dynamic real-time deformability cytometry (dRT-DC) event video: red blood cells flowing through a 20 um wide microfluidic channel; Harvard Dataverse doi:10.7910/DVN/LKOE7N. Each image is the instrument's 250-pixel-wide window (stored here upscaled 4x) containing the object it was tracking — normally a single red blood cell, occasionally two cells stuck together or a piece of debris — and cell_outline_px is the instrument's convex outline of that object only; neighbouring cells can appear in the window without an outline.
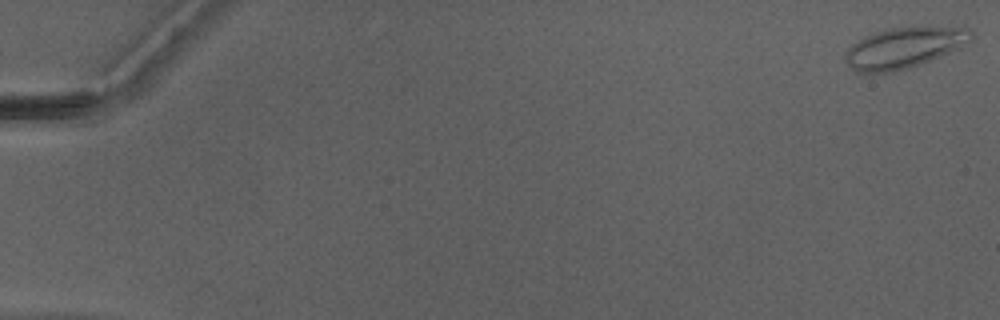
{"species": "Egyptian fruit bat (a non-hibernating species)", "species_latin": "Rousettus aegyptiacus", "temperature_condition": "warm", "stored_images_in_passage": 51, "camera_frame_rate_fps": 3000, "um_per_image_px": 0.085, "animal": {"sex": "male"}, "frame": {"image": 1, "passage_image": 1, "time_ms": 0.0, "image_size_px": [1000, 320], "cell_outline_px": [[972, 40], [960, 48], [940, 56], [908, 68], [892, 72], [864, 76], [856, 72], [844, 60], [844, 52], [852, 44], [864, 36], [872, 32], [888, 28], [924, 24], [964, 24], [972, 32]], "centroid_in_image_um": [76.89, 4.0], "position_along_channel_um": 8.1, "area_um2": 31.73}}
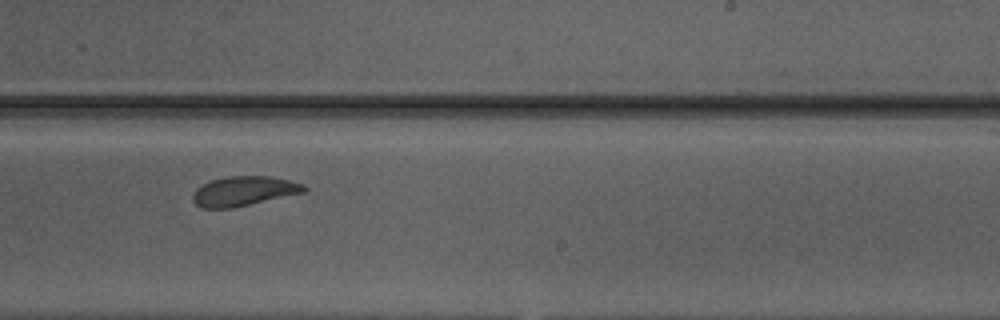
{"frame": {"image": 2, "passage_image": 33, "time_ms": 10.667, "image_size_px": [1000, 320], "cell_outline_px": [[308, 188], [304, 192], [232, 208], [200, 208], [192, 200], [192, 196], [196, 188], [212, 180], [228, 176], [268, 176], [288, 180], [304, 184]], "centroid_in_image_um": [20.71, 16.24], "position_along_channel_um": 268.3, "area_um2": 19.02}}
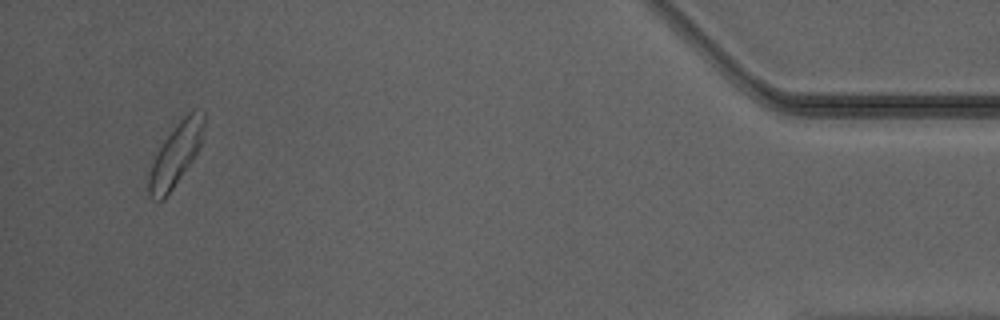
{"frame": {"image": 3, "passage_image": 49, "time_ms": 16.0, "image_size_px": [1000, 320], "cell_outline_px": [[204, 124], [200, 144], [192, 160], [164, 200], [156, 204], [148, 196], [148, 168], [156, 152], [164, 140], [176, 124], [188, 112], [204, 112]], "centroid_in_image_um": [14.85, 13.23], "position_along_channel_um": 420.3, "area_um2": 20.0}, "authors_computed_cell_mechanics": {"area_um2": 20.519, "velocity_mm_per_s": 4.1515, "shape_relaxation_time_tau1_ms": 10.481, "shape_relaxation_time_tau2_ms": 1.3114, "deformation_change_tau1": 0.1997, "deformation_change_tau2": 0.0596}}